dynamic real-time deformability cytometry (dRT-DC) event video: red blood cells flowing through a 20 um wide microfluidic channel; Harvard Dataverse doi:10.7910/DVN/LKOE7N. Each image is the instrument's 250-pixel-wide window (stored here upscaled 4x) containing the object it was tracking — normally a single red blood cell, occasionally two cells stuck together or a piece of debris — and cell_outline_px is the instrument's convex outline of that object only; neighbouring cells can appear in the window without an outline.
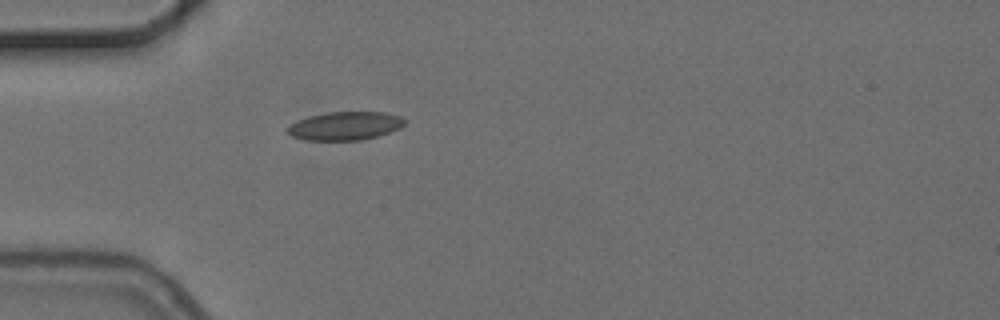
{"species": "common noctule bat (a hibernating species)", "species_latin": "Nyctalus noctula", "temperature_condition": "cold", "stored_images_in_passage": 1, "camera_frame_rate_fps": 3000, "um_per_image_px": 0.085, "animal": {"sex": "female", "body_mass_g": 24.6, "forearm_length_mm": 56.2}, "frame": {"image": 1, "passage_image": 1, "time_ms": 0.0, "image_size_px": [1000, 320], "cell_outline_px": [[404, 124], [400, 128], [376, 136], [360, 140], [304, 140], [292, 136], [284, 128], [300, 120], [312, 116], [328, 112], [384, 112], [400, 116], [404, 120]], "centroid_in_image_um": [29.32, 10.7], "position_along_channel_um": 55.7, "area_um2": 19.07}}